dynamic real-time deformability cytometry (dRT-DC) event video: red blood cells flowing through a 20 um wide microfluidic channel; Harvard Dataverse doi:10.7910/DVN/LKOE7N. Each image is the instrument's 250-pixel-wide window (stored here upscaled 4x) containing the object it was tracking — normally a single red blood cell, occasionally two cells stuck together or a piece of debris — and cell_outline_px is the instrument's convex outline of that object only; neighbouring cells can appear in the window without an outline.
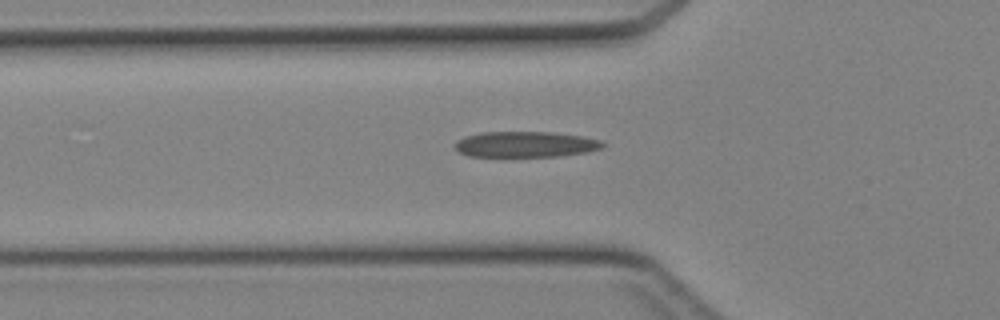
{"species": "Egyptian fruit bat (a non-hibernating species)", "species_latin": "Rousettus aegyptiacus", "temperature_condition": "cold", "stored_images_in_passage": 28, "camera_frame_rate_fps": 3000, "um_per_image_px": 0.085, "animal": {"sex": "female"}, "frame": {"image": 1, "passage_image": 3, "time_ms": 0.667, "image_size_px": [1000, 320], "cell_outline_px": [[604, 144], [600, 148], [584, 152], [560, 156], [468, 156], [460, 152], [452, 144], [456, 140], [464, 136], [480, 132], [552, 132], [584, 136], [600, 140]], "centroid_in_image_um": [44.61, 12.26], "position_along_channel_um": 81.2, "area_um2": 22.14}}
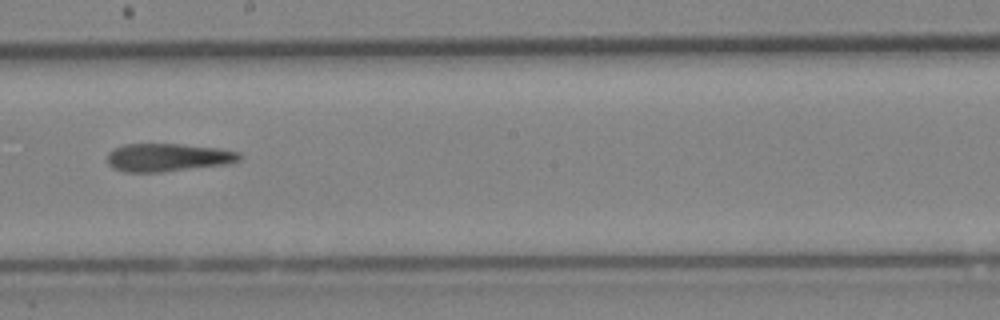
{"frame": {"image": 2, "passage_image": 13, "time_ms": 4.0, "image_size_px": [1000, 320], "cell_outline_px": [[240, 160], [228, 164], [160, 172], [124, 172], [112, 168], [108, 164], [108, 152], [124, 144], [180, 144], [220, 148], [240, 152]], "centroid_in_image_um": [14.27, 13.38], "position_along_channel_um": 233.9, "area_um2": 21.62}}
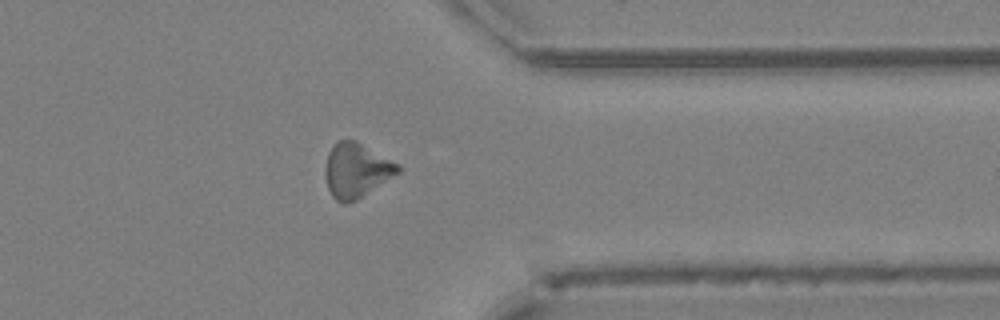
{"frame": {"image": 3, "passage_image": 23, "time_ms": 7.333, "image_size_px": [1000, 320], "cell_outline_px": [[400, 172], [356, 200], [344, 204], [336, 200], [332, 196], [328, 188], [324, 176], [324, 168], [328, 152], [336, 140], [356, 140], [400, 164]], "centroid_in_image_um": [30.27, 14.46], "position_along_channel_um": 381.1, "area_um2": 23.24}}